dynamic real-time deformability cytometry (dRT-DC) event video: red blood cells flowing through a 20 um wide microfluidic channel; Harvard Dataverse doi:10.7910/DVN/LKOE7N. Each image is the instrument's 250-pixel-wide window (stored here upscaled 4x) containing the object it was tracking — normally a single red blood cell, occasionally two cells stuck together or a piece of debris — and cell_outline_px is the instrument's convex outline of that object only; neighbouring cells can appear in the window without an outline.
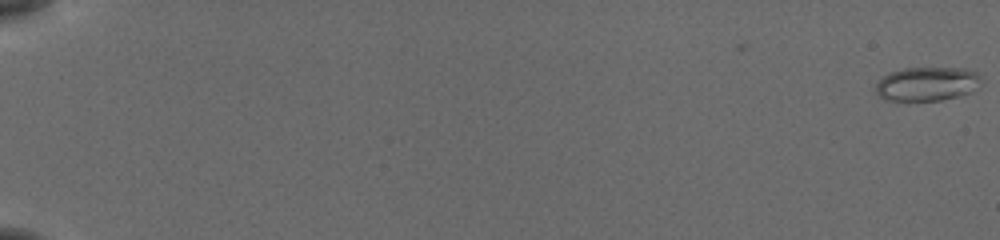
{"species": "common noctule bat (a hibernating species)", "species_latin": "Nyctalus noctula", "temperature_condition": "cold", "stored_images_in_passage": 12, "camera_frame_rate_fps": 3000, "um_per_image_px": 0.085, "animal": {"sex": "female", "body_mass_g": 19.5, "forearm_length_mm": 54.1}, "frame": {"image": 1, "passage_image": 1, "time_ms": 0.0, "image_size_px": [1000, 240], "cell_outline_px": [[980, 80], [972, 92], [940, 100], [884, 100], [876, 92], [876, 84], [884, 76], [892, 72], [904, 68], [964, 68], [976, 72]], "centroid_in_image_um": [78.78, 7.13], "position_along_channel_um": 6.2, "area_um2": 20.46}}